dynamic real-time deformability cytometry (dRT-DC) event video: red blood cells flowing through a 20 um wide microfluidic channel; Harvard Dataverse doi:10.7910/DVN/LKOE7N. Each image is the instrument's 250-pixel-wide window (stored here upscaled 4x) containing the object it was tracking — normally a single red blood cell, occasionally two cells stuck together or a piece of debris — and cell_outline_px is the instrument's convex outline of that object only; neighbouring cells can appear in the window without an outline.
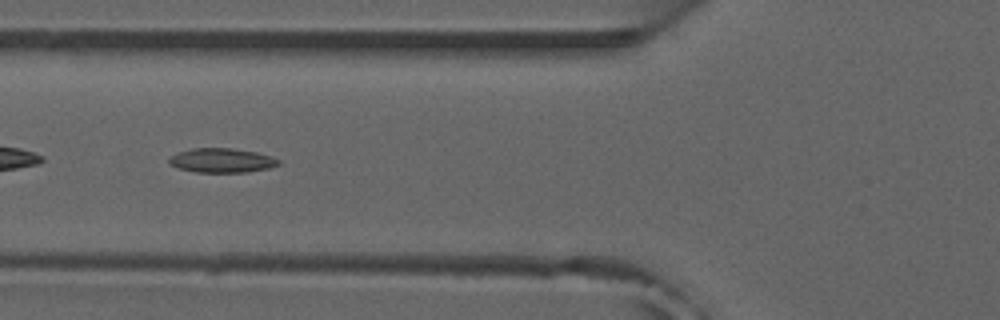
{"species": "common noctule bat (a hibernating species)", "species_latin": "Nyctalus noctula", "temperature_condition": "room temperature", "stored_images_in_passage": 25, "camera_frame_rate_fps": 3000, "um_per_image_px": 0.085, "animal": {"sex": "male", "forearm_length_mm": 52.5}, "frame": {"image": 1, "passage_image": 4, "time_ms": 1.0, "image_size_px": [1000, 320], "cell_outline_px": [[280, 164], [268, 168], [248, 172], [196, 172], [176, 168], [168, 164], [168, 156], [176, 152], [192, 148], [232, 148], [256, 152], [272, 156], [280, 160]], "centroid_in_image_um": [18.79, 13.63], "position_along_channel_um": 107.0, "area_um2": 15.78}, "authors_computed_cell_mechanics": {"area_um2": 15.028, "velocity_mm_per_s": 3.9542, "shape_relaxation_time_tau1_ms": null, "shape_relaxation_time_tau2_ms": 8.9466, "deformation_change_tau1": null, "deformation_change_tau2": 0.167}}